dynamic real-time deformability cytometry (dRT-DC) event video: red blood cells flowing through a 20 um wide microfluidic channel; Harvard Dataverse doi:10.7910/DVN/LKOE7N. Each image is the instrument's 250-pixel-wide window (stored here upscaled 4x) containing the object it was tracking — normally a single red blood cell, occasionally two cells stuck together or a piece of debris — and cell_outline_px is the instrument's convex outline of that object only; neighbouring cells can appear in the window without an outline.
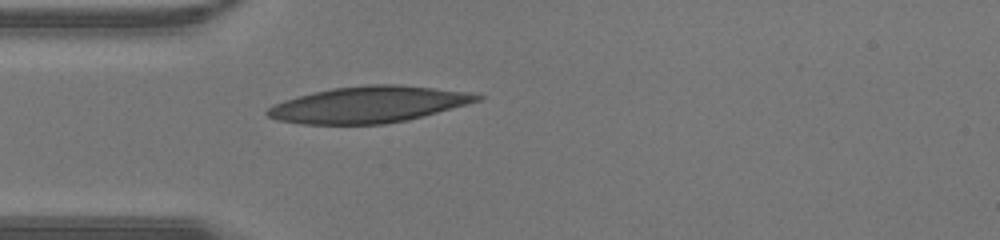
{"species": "human", "species_latin": "Homo sapiens", "temperature_condition": "warm", "stored_images_in_passage": 31, "camera_frame_rate_fps": 3000, "um_per_image_px": 0.085, "donor": {"sex": "male"}, "frame": {"image": 1, "passage_image": 1, "time_ms": 0.0, "image_size_px": [1000, 240], "cell_outline_px": [[484, 96], [480, 100], [408, 120], [384, 124], [300, 124], [276, 120], [268, 116], [264, 112], [272, 104], [284, 100], [332, 88], [368, 84], [396, 84], [468, 92]], "centroid_in_image_um": [31.27, 8.89], "position_along_channel_um": 53.7, "area_um2": 44.04}}
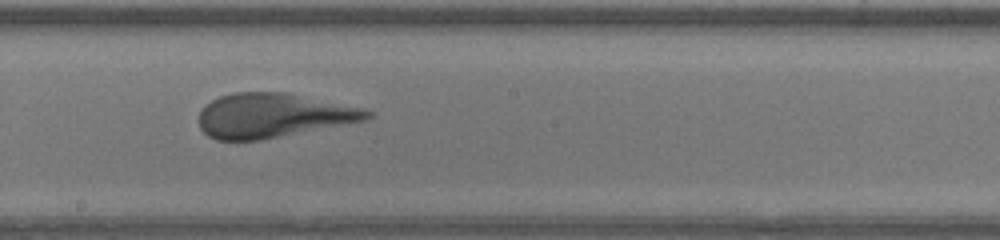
{"frame": {"image": 2, "passage_image": 12, "time_ms": 3.667, "image_size_px": [1000, 240], "cell_outline_px": [[372, 116], [368, 120], [260, 140], [216, 140], [208, 136], [200, 128], [200, 108], [204, 104], [220, 96], [232, 92], [288, 92], [360, 108], [372, 112]], "centroid_in_image_um": [23.17, 9.81], "position_along_channel_um": 225.0, "area_um2": 43.41}}
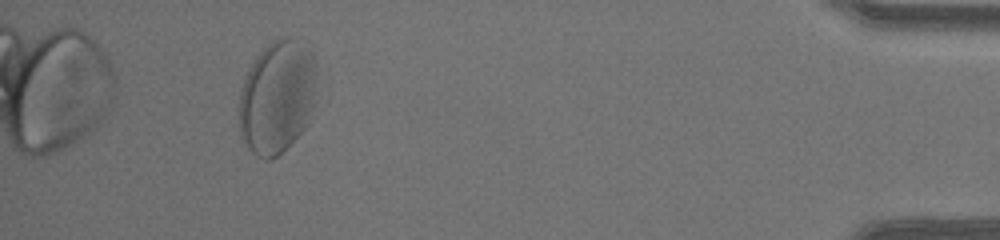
{"frame": {"image": 3, "passage_image": 28, "time_ms": 9.0, "image_size_px": [1000, 240], "cell_outline_px": [[320, 96], [308, 124], [272, 160], [264, 160], [256, 156], [248, 148], [240, 132], [240, 92], [244, 80], [256, 56], [272, 40], [284, 36], [292, 40], [312, 52], [316, 72]], "centroid_in_image_um": [23.61, 8.26], "position_along_channel_um": 411.6, "area_um2": 51.44}}